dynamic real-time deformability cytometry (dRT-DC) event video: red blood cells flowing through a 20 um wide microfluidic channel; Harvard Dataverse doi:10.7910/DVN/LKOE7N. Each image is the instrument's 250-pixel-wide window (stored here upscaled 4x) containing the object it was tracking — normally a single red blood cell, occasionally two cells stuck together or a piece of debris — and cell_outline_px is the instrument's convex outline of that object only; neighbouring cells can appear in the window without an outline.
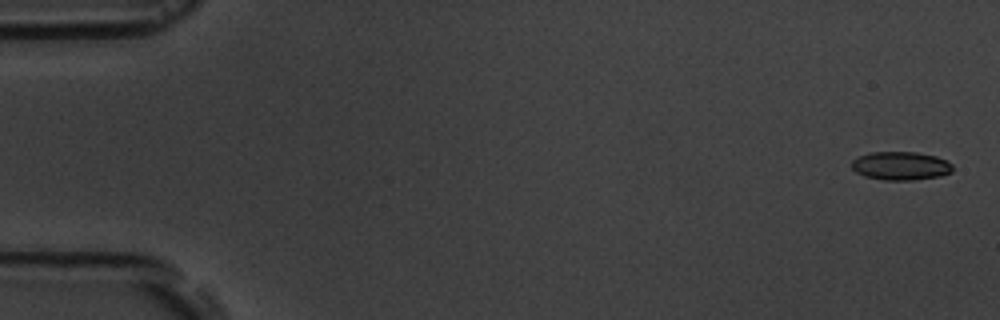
{"species": "common noctule bat (a hibernating species)", "species_latin": "Nyctalus noctula", "temperature_condition": "room temperature", "stored_images_in_passage": 4, "camera_frame_rate_fps": 3000, "um_per_image_px": 0.085, "animal": {"sex": "male", "body_mass_g": 19.5, "forearm_length_mm": 54.6}, "frame": {"image": 1, "passage_image": 1, "time_ms": 0.0, "image_size_px": [1000, 320], "cell_outline_px": [[952, 172], [940, 176], [916, 180], [884, 180], [864, 176], [856, 172], [852, 168], [852, 160], [860, 156], [872, 152], [916, 152], [936, 156], [948, 160], [952, 164]], "centroid_in_image_um": [76.59, 14.1], "position_along_channel_um": 8.4, "area_um2": 16.82}}